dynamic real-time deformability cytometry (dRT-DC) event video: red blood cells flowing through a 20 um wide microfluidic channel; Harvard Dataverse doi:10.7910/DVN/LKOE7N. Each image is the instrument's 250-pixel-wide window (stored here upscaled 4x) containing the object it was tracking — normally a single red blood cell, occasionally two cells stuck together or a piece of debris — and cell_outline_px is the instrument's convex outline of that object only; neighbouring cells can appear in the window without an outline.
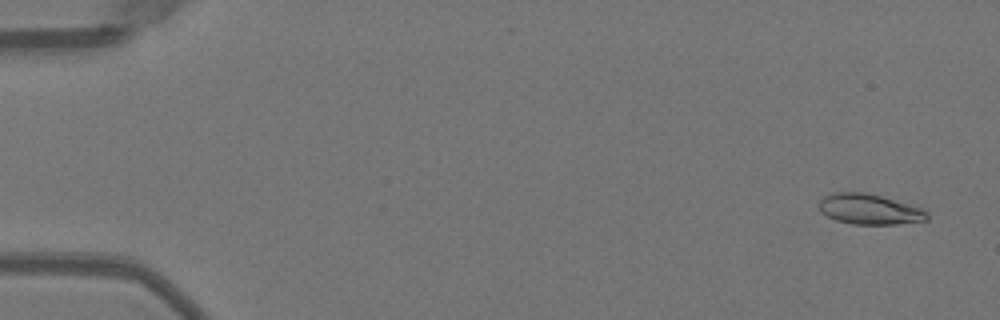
{"species": "Egyptian fruit bat (a non-hibernating species)", "species_latin": "Rousettus aegyptiacus", "temperature_condition": "warm", "stored_images_in_passage": 52, "camera_frame_rate_fps": 3000, "um_per_image_px": 0.085, "animal": {"sex": "female"}, "frame": {"image": 1, "passage_image": 3, "time_ms": 0.667, "image_size_px": [1000, 320], "cell_outline_px": [[928, 220], [896, 224], [852, 224], [836, 220], [820, 212], [816, 204], [824, 196], [832, 192], [864, 192], [880, 196], [908, 204], [920, 208], [928, 212]], "centroid_in_image_um": [73.84, 17.78], "position_along_channel_um": 11.2, "area_um2": 19.13}}
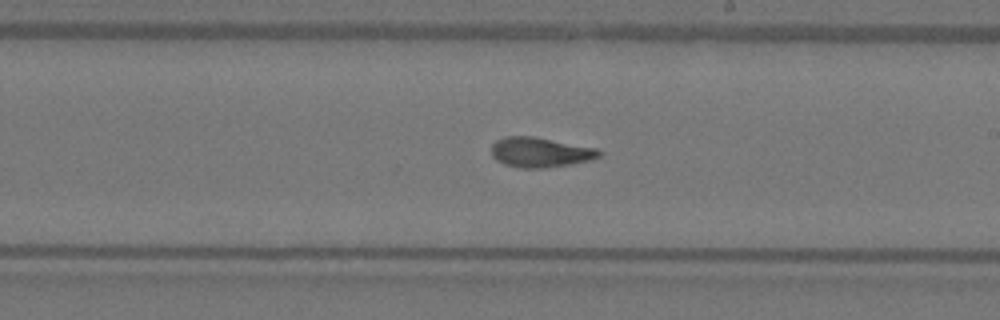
{"frame": {"image": 2, "passage_image": 31, "time_ms": 10.0, "image_size_px": [1000, 320], "cell_outline_px": [[604, 152], [600, 156], [588, 160], [568, 164], [544, 168], [520, 168], [504, 164], [496, 160], [492, 156], [492, 144], [496, 140], [504, 136], [532, 136], [596, 148]], "centroid_in_image_um": [45.88, 12.94], "position_along_channel_um": 243.1, "area_um2": 18.67}}
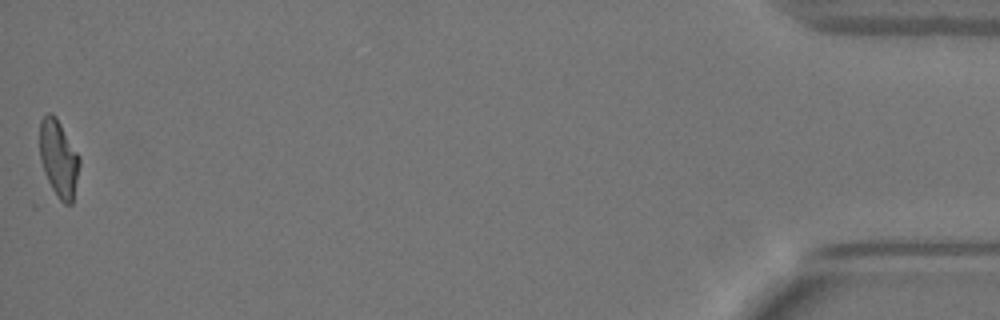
{"frame": {"image": 3, "passage_image": 52, "time_ms": 17.0, "image_size_px": [1000, 320], "cell_outline_px": [[80, 164], [72, 204], [64, 204], [60, 200], [52, 188], [44, 172], [40, 160], [40, 120], [48, 112], [52, 112], [56, 116], [80, 156]], "centroid_in_image_um": [4.99, 13.44], "position_along_channel_um": 430.2, "area_um2": 17.86}, "authors_computed_cell_mechanics": {"area_um2": 18.4671, "velocity_mm_per_s": 3.9882, "shape_relaxation_time_tau1_ms": 7.8074, "shape_relaxation_time_tau2_ms": 1.4493, "deformation_change_tau1": 0.2656, "deformation_change_tau2": 0.0817}}